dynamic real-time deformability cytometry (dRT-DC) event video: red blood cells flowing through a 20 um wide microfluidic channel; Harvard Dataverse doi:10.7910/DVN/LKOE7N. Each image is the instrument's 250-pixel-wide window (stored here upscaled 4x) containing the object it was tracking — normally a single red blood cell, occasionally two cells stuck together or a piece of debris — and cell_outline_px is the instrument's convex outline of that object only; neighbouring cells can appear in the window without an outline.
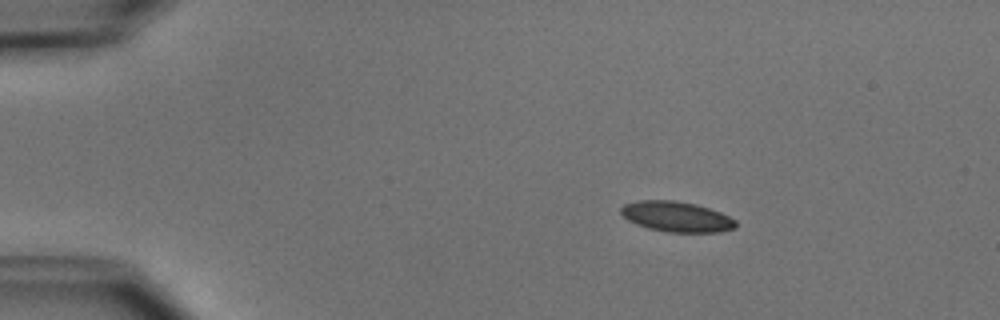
{"species": "common noctule bat (a hibernating species)", "species_latin": "Nyctalus noctula", "temperature_condition": "cold", "stored_images_in_passage": 4, "camera_frame_rate_fps": 3000, "um_per_image_px": 0.085, "animal": {"sex": "male", "body_mass_g": 15.6}, "frame": {"image": 1, "passage_image": 2, "time_ms": 1.333, "image_size_px": [1000, 320], "cell_outline_px": [[736, 228], [720, 232], [668, 232], [648, 228], [636, 224], [628, 220], [620, 212], [620, 208], [624, 204], [640, 200], [672, 200], [696, 204], [720, 212], [736, 220]], "centroid_in_image_um": [57.5, 18.42], "position_along_channel_um": 27.5, "area_um2": 20.29}}
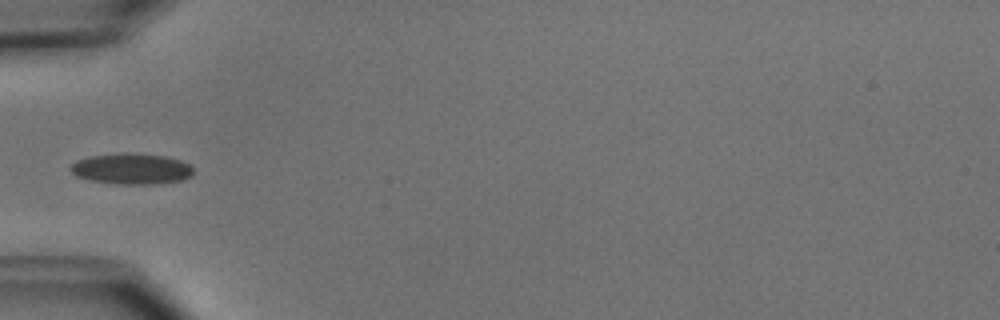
{"frame": {"image": 2, "passage_image": 4, "time_ms": 4.333, "image_size_px": [1000, 320], "cell_outline_px": [[192, 176], [180, 180], [156, 184], [116, 184], [92, 180], [76, 176], [68, 168], [76, 160], [92, 156], [124, 152], [128, 152], [164, 156], [180, 160], [188, 164], [192, 168]], "centroid_in_image_um": [11.16, 14.34], "position_along_channel_um": 73.8, "area_um2": 22.02}}